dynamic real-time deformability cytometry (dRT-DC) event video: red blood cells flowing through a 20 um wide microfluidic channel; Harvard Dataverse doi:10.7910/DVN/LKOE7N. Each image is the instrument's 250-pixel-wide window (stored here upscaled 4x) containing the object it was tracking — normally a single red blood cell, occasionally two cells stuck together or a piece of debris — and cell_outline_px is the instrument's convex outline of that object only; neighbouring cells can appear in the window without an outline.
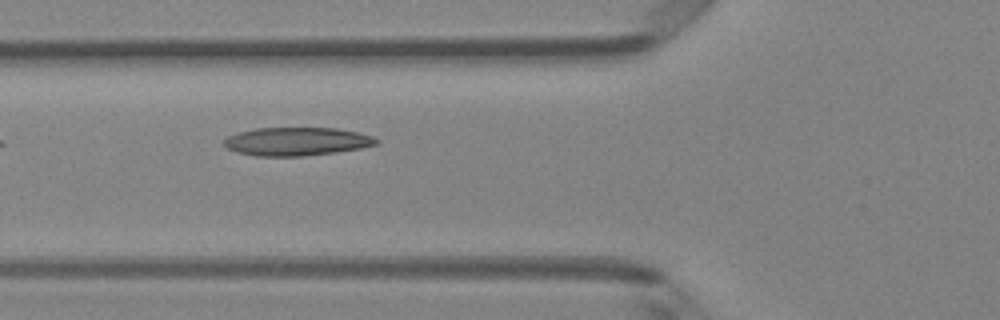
{"species": "Egyptian fruit bat (a non-hibernating species)", "species_latin": "Rousettus aegyptiacus", "temperature_condition": "room temperature", "stored_images_in_passage": 8, "camera_frame_rate_fps": 3000, "um_per_image_px": 0.085, "animal": {"sex": "female"}, "frame": {"image": 1, "passage_image": 6, "time_ms": 1.667, "image_size_px": [1000, 320], "cell_outline_px": [[380, 140], [376, 144], [360, 148], [336, 152], [300, 156], [256, 156], [236, 152], [228, 148], [224, 144], [224, 140], [228, 136], [240, 132], [256, 128], [336, 128], [360, 132], [372, 136]], "centroid_in_image_um": [25.24, 12.02], "position_along_channel_um": 100.6, "area_um2": 25.03}}
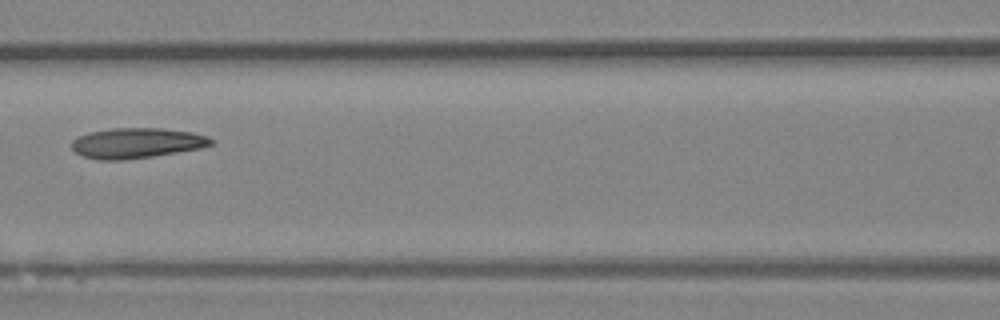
{"frame": {"image": 2, "passage_image": 7, "time_ms": 2.0, "image_size_px": [1000, 320], "cell_outline_px": [[216, 140], [212, 144], [200, 148], [152, 156], [124, 160], [100, 160], [80, 156], [72, 148], [72, 140], [88, 132], [112, 128], [164, 128], [192, 132], [208, 136]], "centroid_in_image_um": [11.62, 12.15], "position_along_channel_um": 155.0, "area_um2": 24.68}}
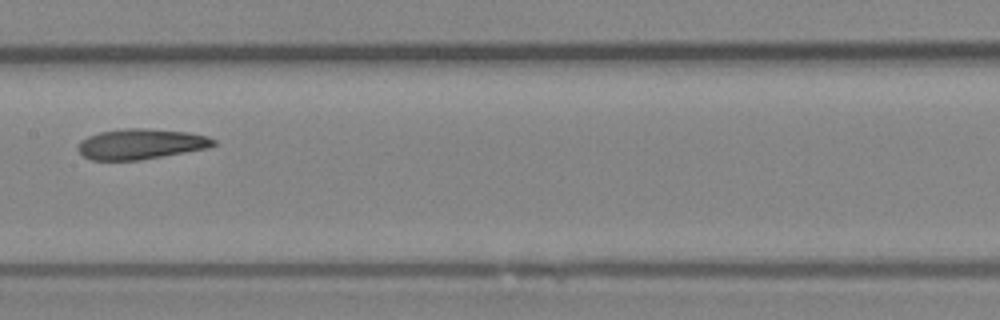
{"frame": {"image": 3, "passage_image": 8, "time_ms": 2.333, "image_size_px": [1000, 320], "cell_outline_px": [[216, 144], [208, 148], [140, 160], [92, 160], [84, 156], [76, 148], [80, 140], [88, 136], [100, 132], [128, 128], [144, 128], [188, 132], [208, 136], [216, 140]], "centroid_in_image_um": [11.97, 12.24], "position_along_channel_um": 195.4, "area_um2": 23.99}}